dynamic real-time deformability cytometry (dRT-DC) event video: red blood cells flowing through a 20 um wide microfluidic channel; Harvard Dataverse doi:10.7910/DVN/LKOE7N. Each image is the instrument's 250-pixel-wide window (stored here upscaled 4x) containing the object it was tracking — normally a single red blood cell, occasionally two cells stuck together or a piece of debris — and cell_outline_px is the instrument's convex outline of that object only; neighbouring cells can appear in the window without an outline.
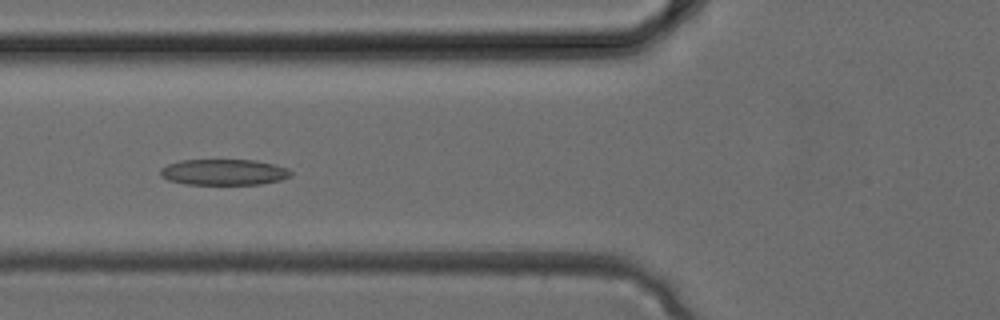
{"species": "common noctule bat (a hibernating species)", "species_latin": "Nyctalus noctula", "temperature_condition": "cold", "stored_images_in_passage": 25, "camera_frame_rate_fps": 3000, "um_per_image_px": 0.085, "animal": {"sex": "female", "body_mass_g": 24.6, "forearm_length_mm": 56.2}, "frame": {"image": 1, "passage_image": 4, "time_ms": 1.0, "image_size_px": [1000, 320], "cell_outline_px": [[292, 176], [280, 180], [260, 184], [184, 184], [168, 180], [160, 176], [160, 168], [168, 164], [180, 160], [256, 160], [288, 168], [292, 172]], "centroid_in_image_um": [19.01, 14.63], "position_along_channel_um": 106.8, "area_um2": 19.77}}
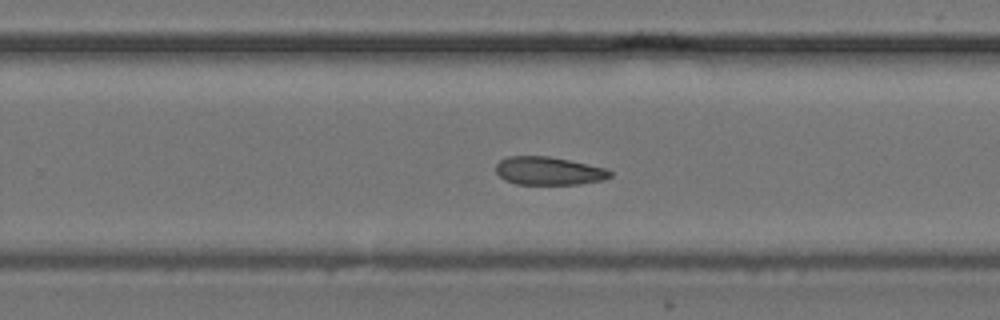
{"frame": {"image": 2, "passage_image": 13, "time_ms": 4.0, "image_size_px": [1000, 320], "cell_outline_px": [[612, 176], [604, 180], [580, 184], [516, 184], [504, 180], [496, 172], [496, 164], [500, 160], [508, 156], [548, 156], [608, 168], [612, 172]], "centroid_in_image_um": [46.66, 14.53], "position_along_channel_um": 283.1, "area_um2": 18.84}}
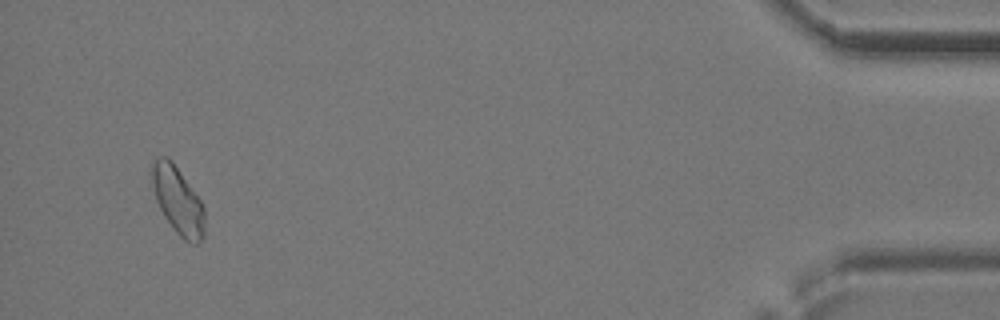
{"frame": {"image": 3, "passage_image": 24, "time_ms": 7.667, "image_size_px": [1000, 320], "cell_outline_px": [[204, 236], [200, 244], [192, 244], [184, 240], [176, 232], [164, 216], [156, 200], [152, 184], [152, 164], [156, 156], [168, 156], [172, 160], [200, 200], [204, 208]], "centroid_in_image_um": [15.12, 17.04], "position_along_channel_um": 420.1, "area_um2": 20.63}}